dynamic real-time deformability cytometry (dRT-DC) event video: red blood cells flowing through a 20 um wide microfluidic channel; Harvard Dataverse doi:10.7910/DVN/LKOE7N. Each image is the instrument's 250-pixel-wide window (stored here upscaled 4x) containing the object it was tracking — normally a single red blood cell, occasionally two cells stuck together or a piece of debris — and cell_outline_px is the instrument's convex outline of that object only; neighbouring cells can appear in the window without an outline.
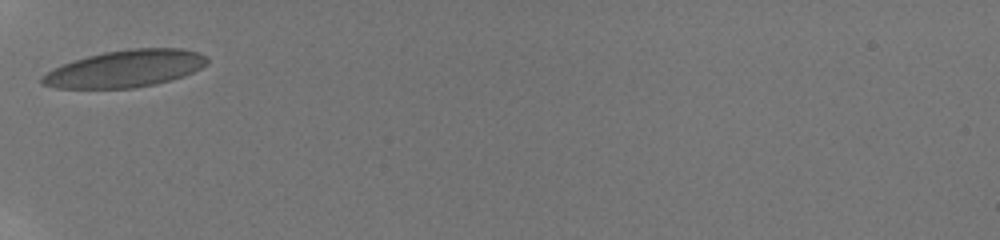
{"species": "human", "species_latin": "Homo sapiens", "temperature_condition": "room temperature", "stored_images_in_passage": 11, "camera_frame_rate_fps": 3000, "um_per_image_px": 0.085, "donor": {"sex": "male"}, "frame": {"image": 1, "passage_image": 1, "time_ms": 0.0, "image_size_px": [1000, 240], "cell_outline_px": [[208, 64], [184, 76], [156, 84], [132, 88], [56, 88], [40, 84], [40, 76], [52, 68], [88, 56], [104, 52], [132, 48], [184, 48], [200, 52], [208, 60]], "centroid_in_image_um": [10.64, 5.84], "position_along_channel_um": 74.4, "area_um2": 35.72}}